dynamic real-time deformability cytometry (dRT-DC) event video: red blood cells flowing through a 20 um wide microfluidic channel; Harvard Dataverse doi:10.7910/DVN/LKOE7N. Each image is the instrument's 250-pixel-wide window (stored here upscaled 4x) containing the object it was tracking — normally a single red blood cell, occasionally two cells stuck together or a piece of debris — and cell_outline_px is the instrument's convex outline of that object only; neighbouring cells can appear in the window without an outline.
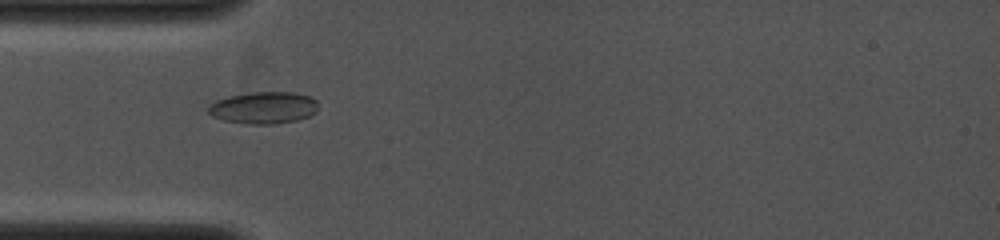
{"species": "common noctule bat (a hibernating species)", "species_latin": "Nyctalus noctula", "temperature_condition": "cold", "stored_images_in_passage": 55, "camera_frame_rate_fps": 4000, "um_per_image_px": 0.085, "animal": {"sex": "female", "body_mass_g": 19.0, "forearm_length_mm": 53.3}, "frame": {"image": 1, "passage_image": 17, "time_ms": 4.0, "image_size_px": [1000, 240], "cell_outline_px": [[316, 112], [308, 116], [296, 120], [272, 124], [248, 124], [224, 120], [212, 116], [208, 112], [208, 104], [216, 100], [228, 96], [252, 92], [292, 92], [308, 96], [316, 100]], "centroid_in_image_um": [22.36, 9.15], "position_along_channel_um": 62.6, "area_um2": 20.35}}
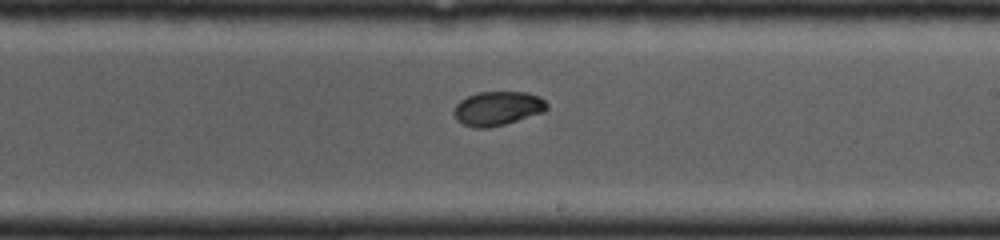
{"frame": {"image": 2, "passage_image": 33, "time_ms": 8.0, "image_size_px": [1000, 240], "cell_outline_px": [[548, 108], [544, 112], [504, 124], [488, 128], [472, 128], [456, 120], [452, 112], [456, 104], [460, 100], [476, 92], [528, 92], [540, 96], [548, 104]], "centroid_in_image_um": [42.28, 9.21], "position_along_channel_um": 246.7, "area_um2": 18.67}}
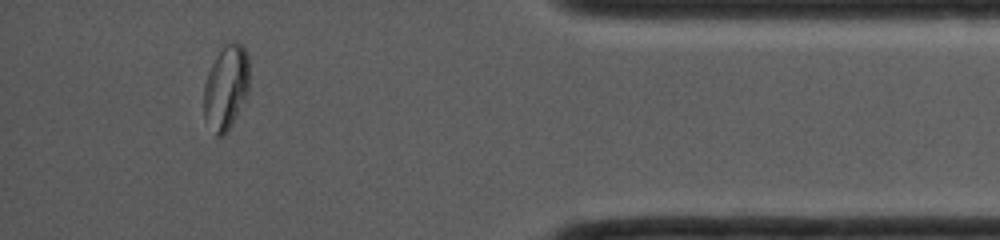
{"frame": {"image": 3, "passage_image": 50, "time_ms": 12.25, "image_size_px": [1000, 240], "cell_outline_px": [[248, 92], [228, 132], [224, 136], [216, 136], [204, 120], [204, 84], [208, 72], [216, 56], [224, 44], [232, 40], [236, 40], [244, 44], [248, 52]], "centroid_in_image_um": [19.21, 7.4], "position_along_channel_um": 416.0, "area_um2": 22.77}}